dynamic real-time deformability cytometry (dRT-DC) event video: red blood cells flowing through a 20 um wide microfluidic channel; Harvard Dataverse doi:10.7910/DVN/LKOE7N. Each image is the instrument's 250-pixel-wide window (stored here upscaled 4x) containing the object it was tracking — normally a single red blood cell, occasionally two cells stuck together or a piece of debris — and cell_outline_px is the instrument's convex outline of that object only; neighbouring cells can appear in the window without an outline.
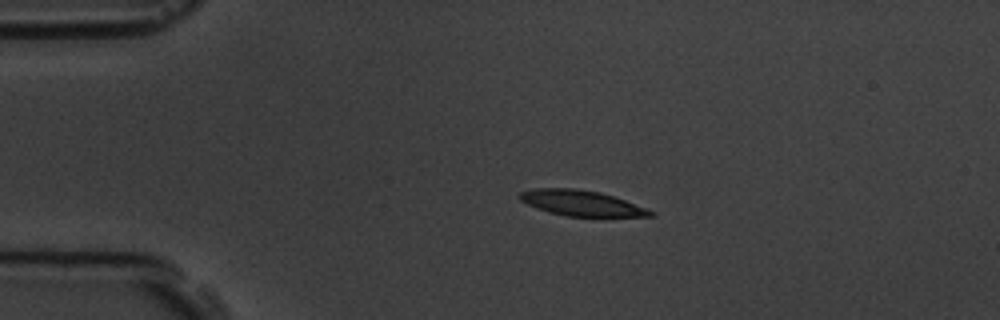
{"species": "common noctule bat (a hibernating species)", "species_latin": "Nyctalus noctula", "temperature_condition": "room temperature", "stored_images_in_passage": 4, "camera_frame_rate_fps": 3000, "um_per_image_px": 0.085, "animal": {"sex": "male", "body_mass_g": 19.5, "forearm_length_mm": 54.6}, "frame": {"image": 1, "passage_image": 1, "time_ms": 0.0, "image_size_px": [1000, 320], "cell_outline_px": [[656, 216], [600, 220], [564, 216], [548, 212], [536, 208], [520, 200], [516, 196], [520, 192], [532, 188], [576, 188], [600, 192], [624, 200], [656, 212]], "centroid_in_image_um": [49.5, 17.33], "position_along_channel_um": 35.5, "area_um2": 20.75}}
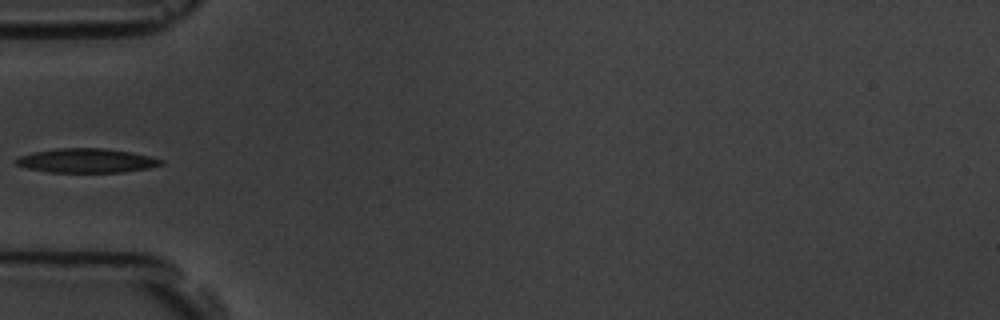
{"frame": {"image": 2, "passage_image": 3, "time_ms": 2.333, "image_size_px": [1000, 320], "cell_outline_px": [[164, 164], [148, 168], [124, 172], [48, 172], [28, 168], [16, 164], [12, 160], [20, 156], [32, 152], [56, 148], [104, 148], [132, 152], [164, 160]], "centroid_in_image_um": [7.34, 13.65], "position_along_channel_um": 77.7, "area_um2": 20.52}}
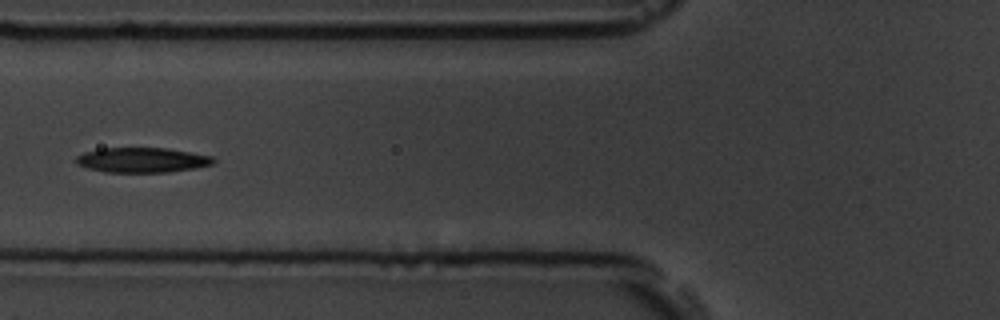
{"frame": {"image": 3, "passage_image": 4, "time_ms": 3.333, "image_size_px": [1000, 320], "cell_outline_px": [[216, 160], [212, 164], [196, 168], [168, 172], [108, 172], [88, 168], [76, 164], [76, 156], [84, 152], [104, 148], [168, 148], [212, 156]], "centroid_in_image_um": [12.09, 13.6], "position_along_channel_um": 113.7, "area_um2": 19.88}}